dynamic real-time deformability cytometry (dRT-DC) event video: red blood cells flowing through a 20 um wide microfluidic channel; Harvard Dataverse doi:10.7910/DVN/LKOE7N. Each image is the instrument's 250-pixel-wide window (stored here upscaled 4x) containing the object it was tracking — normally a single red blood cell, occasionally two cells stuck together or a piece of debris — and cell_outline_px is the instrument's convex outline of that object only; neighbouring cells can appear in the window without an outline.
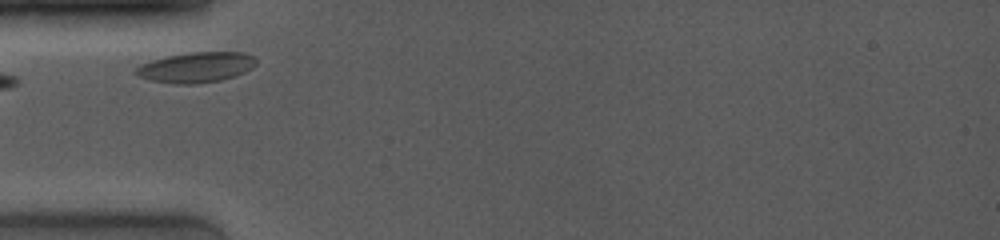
{"species": "common noctule bat (a hibernating species)", "species_latin": "Nyctalus noctula", "temperature_condition": "room temperature", "stored_images_in_passage": 23, "camera_frame_rate_fps": 4000, "um_per_image_px": 0.085, "animal": {"sex": "female", "body_mass_g": 19.0, "forearm_length_mm": 53.3}, "frame": {"image": 1, "passage_image": 2, "time_ms": 0.5, "image_size_px": [1000, 240], "cell_outline_px": [[256, 64], [252, 68], [244, 72], [220, 80], [196, 84], [176, 84], [152, 80], [140, 76], [132, 72], [140, 64], [152, 60], [168, 56], [188, 52], [244, 52], [252, 56], [256, 60]], "centroid_in_image_um": [16.66, 5.71], "position_along_channel_um": 68.3, "area_um2": 21.1}}
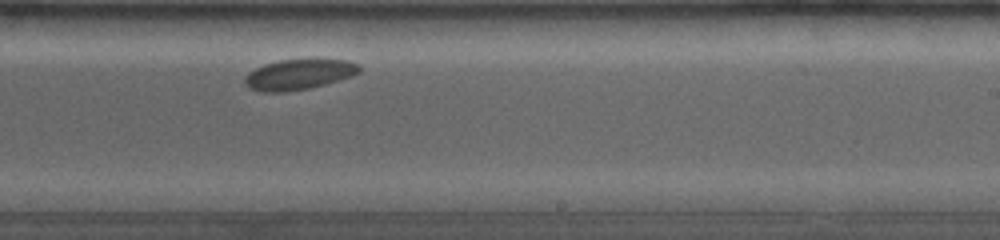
{"frame": {"image": 2, "passage_image": 14, "time_ms": 6.0, "image_size_px": [1000, 240], "cell_outline_px": [[360, 72], [352, 76], [324, 84], [308, 88], [284, 92], [264, 92], [248, 88], [244, 84], [244, 76], [248, 72], [264, 64], [280, 60], [348, 60], [360, 64]], "centroid_in_image_um": [25.37, 6.33], "position_along_channel_um": 263.6, "area_um2": 20.17}}
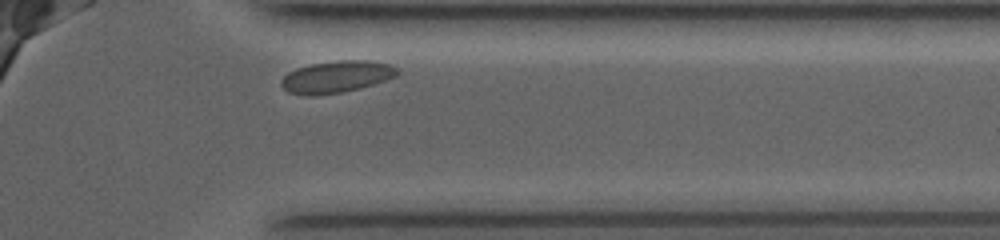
{"frame": {"image": 3, "passage_image": 22, "time_ms": 9.25, "image_size_px": [1000, 240], "cell_outline_px": [[400, 72], [396, 76], [360, 88], [340, 92], [312, 96], [288, 92], [280, 84], [280, 80], [288, 72], [296, 68], [312, 64], [336, 60], [372, 60], [388, 64], [396, 68]], "centroid_in_image_um": [28.58, 6.51], "position_along_channel_um": 382.8, "area_um2": 21.44}, "authors_computed_cell_mechanics": {"area_um2": 21.0392, "velocity_mm_per_s": 3.6022, "shape_relaxation_time_tau1_ms": 0.5872, "shape_relaxation_time_tau2_ms": null, "deformation_change_tau1": 0.0063, "deformation_change_tau2": null}}